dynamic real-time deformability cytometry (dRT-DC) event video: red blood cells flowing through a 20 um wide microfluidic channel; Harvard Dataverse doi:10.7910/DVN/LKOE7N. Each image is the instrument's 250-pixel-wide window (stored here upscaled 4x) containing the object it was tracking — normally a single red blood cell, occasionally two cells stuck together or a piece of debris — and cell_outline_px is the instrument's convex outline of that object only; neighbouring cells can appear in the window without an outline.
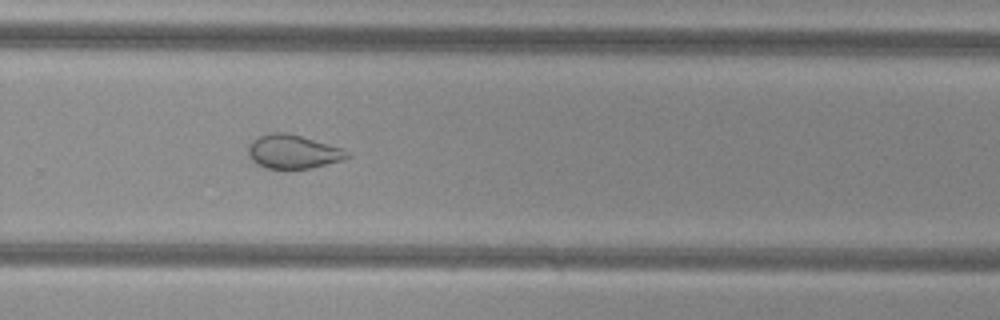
{"species": "common noctule bat (a hibernating species)", "species_latin": "Nyctalus noctula", "temperature_condition": "cold", "stored_images_in_passage": 40, "camera_frame_rate_fps": 3000, "um_per_image_px": 0.085, "animal": {"sex": "female", "body_mass_g": 29.2, "forearm_length_mm": 56.3}, "frame": {"image": 1, "passage_image": 23, "time_ms": 7.333, "image_size_px": [1000, 320], "cell_outline_px": [[352, 156], [344, 160], [312, 168], [288, 172], [264, 168], [256, 164], [248, 156], [248, 148], [252, 140], [256, 136], [272, 132], [288, 132], [340, 148], [352, 152]], "centroid_in_image_um": [24.89, 12.94], "position_along_channel_um": 304.9, "area_um2": 20.35}, "authors_computed_cell_mechanics": {"area_um2": 22.8599, "velocity_mm_per_s": 3.8339, "shape_relaxation_time_tau1_ms": null, "shape_relaxation_time_tau2_ms": 2.1733, "deformation_change_tau1": null, "deformation_change_tau2": 0.0869}}